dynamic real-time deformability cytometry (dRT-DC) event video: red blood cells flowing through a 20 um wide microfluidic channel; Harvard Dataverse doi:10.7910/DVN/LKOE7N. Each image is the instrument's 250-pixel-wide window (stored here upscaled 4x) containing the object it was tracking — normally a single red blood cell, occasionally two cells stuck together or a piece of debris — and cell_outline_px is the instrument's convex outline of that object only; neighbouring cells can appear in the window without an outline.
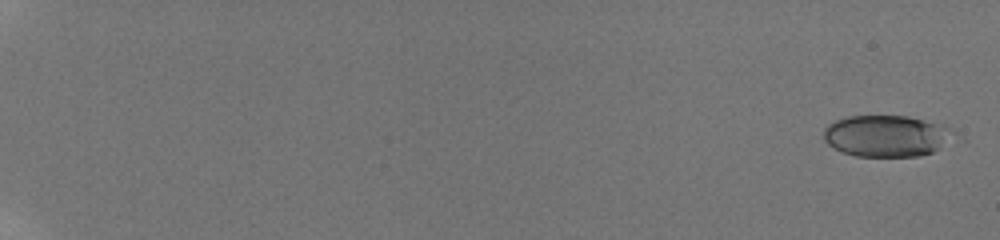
{"species": "human", "species_latin": "Homo sapiens", "temperature_condition": "room temperature", "stored_images_in_passage": 8, "camera_frame_rate_fps": 3000, "um_per_image_px": 0.085, "donor": {"sex": "male"}, "frame": {"image": 1, "passage_image": 2, "time_ms": 0.667, "image_size_px": [1000, 240], "cell_outline_px": [[948, 132], [936, 148], [932, 152], [920, 156], [856, 156], [844, 152], [828, 144], [824, 140], [824, 128], [828, 124], [836, 120], [848, 116], [908, 116], [944, 124], [948, 128]], "centroid_in_image_um": [75.21, 11.53], "position_along_channel_um": 9.8, "area_um2": 30.46}}
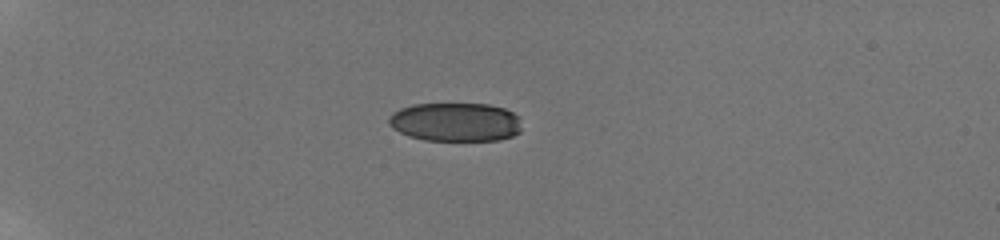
{"frame": {"image": 2, "passage_image": 7, "time_ms": 6.333, "image_size_px": [1000, 240], "cell_outline_px": [[520, 132], [512, 136], [500, 140], [424, 140], [408, 136], [392, 128], [388, 124], [388, 116], [392, 112], [400, 108], [412, 104], [488, 104], [504, 108], [520, 116]], "centroid_in_image_um": [38.7, 10.37], "position_along_channel_um": 46.3, "area_um2": 30.29}}